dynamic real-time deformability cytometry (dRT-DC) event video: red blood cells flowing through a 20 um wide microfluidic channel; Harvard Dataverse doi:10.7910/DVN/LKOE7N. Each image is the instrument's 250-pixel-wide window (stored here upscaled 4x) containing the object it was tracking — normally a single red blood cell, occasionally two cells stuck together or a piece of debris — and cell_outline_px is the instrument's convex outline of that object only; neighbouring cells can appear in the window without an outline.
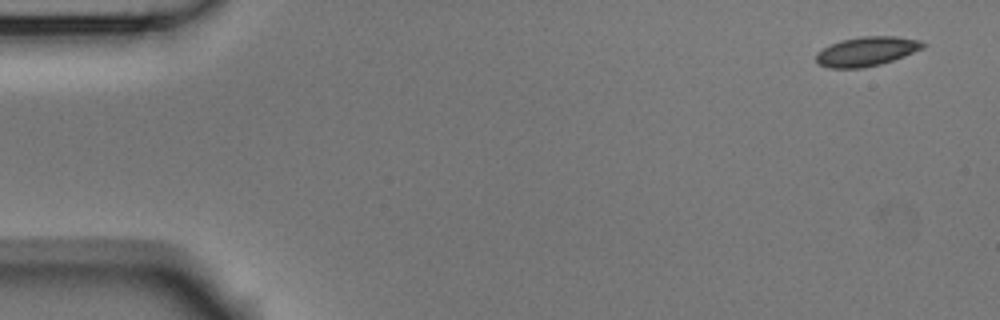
{"species": "Egyptian fruit bat (a non-hibernating species)", "species_latin": "Rousettus aegyptiacus", "temperature_condition": "room temperature", "stored_images_in_passage": 5, "segment_of_instrument_passage": [1, 2], "camera_frame_rate_fps": 3000, "um_per_image_px": 0.085, "animal": {"sex": "male"}, "frame": {"image": 1, "passage_image": 1, "time_ms": 0.0, "image_size_px": [1000, 320], "cell_outline_px": [[928, 44], [924, 48], [904, 56], [880, 64], [864, 68], [828, 68], [816, 64], [816, 52], [840, 40], [860, 36], [896, 36], [920, 40]], "centroid_in_image_um": [73.66, 4.37], "position_along_channel_um": 11.3, "area_um2": 18.44}}